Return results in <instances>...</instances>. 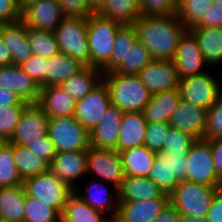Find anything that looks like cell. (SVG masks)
Returning a JSON list of instances; mask_svg holds the SVG:
<instances>
[{
  "mask_svg": "<svg viewBox=\"0 0 222 222\" xmlns=\"http://www.w3.org/2000/svg\"><path fill=\"white\" fill-rule=\"evenodd\" d=\"M53 33L60 53L89 66L87 17L64 18Z\"/></svg>",
  "mask_w": 222,
  "mask_h": 222,
  "instance_id": "obj_5",
  "label": "cell"
},
{
  "mask_svg": "<svg viewBox=\"0 0 222 222\" xmlns=\"http://www.w3.org/2000/svg\"><path fill=\"white\" fill-rule=\"evenodd\" d=\"M152 60L153 58L149 50L136 40V42L128 48L126 58L113 72L124 75H138Z\"/></svg>",
  "mask_w": 222,
  "mask_h": 222,
  "instance_id": "obj_36",
  "label": "cell"
},
{
  "mask_svg": "<svg viewBox=\"0 0 222 222\" xmlns=\"http://www.w3.org/2000/svg\"><path fill=\"white\" fill-rule=\"evenodd\" d=\"M103 0H84L86 6L95 13L101 6Z\"/></svg>",
  "mask_w": 222,
  "mask_h": 222,
  "instance_id": "obj_59",
  "label": "cell"
},
{
  "mask_svg": "<svg viewBox=\"0 0 222 222\" xmlns=\"http://www.w3.org/2000/svg\"><path fill=\"white\" fill-rule=\"evenodd\" d=\"M110 105L109 90L102 81L83 99L76 101L73 116L90 133L99 123Z\"/></svg>",
  "mask_w": 222,
  "mask_h": 222,
  "instance_id": "obj_11",
  "label": "cell"
},
{
  "mask_svg": "<svg viewBox=\"0 0 222 222\" xmlns=\"http://www.w3.org/2000/svg\"><path fill=\"white\" fill-rule=\"evenodd\" d=\"M99 178L119 189L125 178L119 152L110 149H98L89 146L87 149V175Z\"/></svg>",
  "mask_w": 222,
  "mask_h": 222,
  "instance_id": "obj_9",
  "label": "cell"
},
{
  "mask_svg": "<svg viewBox=\"0 0 222 222\" xmlns=\"http://www.w3.org/2000/svg\"><path fill=\"white\" fill-rule=\"evenodd\" d=\"M35 1H38V0H18V4L22 10L26 5L30 4L31 2H35Z\"/></svg>",
  "mask_w": 222,
  "mask_h": 222,
  "instance_id": "obj_60",
  "label": "cell"
},
{
  "mask_svg": "<svg viewBox=\"0 0 222 222\" xmlns=\"http://www.w3.org/2000/svg\"><path fill=\"white\" fill-rule=\"evenodd\" d=\"M23 185L12 154V143L4 142L0 147V187Z\"/></svg>",
  "mask_w": 222,
  "mask_h": 222,
  "instance_id": "obj_38",
  "label": "cell"
},
{
  "mask_svg": "<svg viewBox=\"0 0 222 222\" xmlns=\"http://www.w3.org/2000/svg\"><path fill=\"white\" fill-rule=\"evenodd\" d=\"M206 63L213 67L222 63V28L191 27Z\"/></svg>",
  "mask_w": 222,
  "mask_h": 222,
  "instance_id": "obj_28",
  "label": "cell"
},
{
  "mask_svg": "<svg viewBox=\"0 0 222 222\" xmlns=\"http://www.w3.org/2000/svg\"><path fill=\"white\" fill-rule=\"evenodd\" d=\"M141 15L170 16L177 11V0H138Z\"/></svg>",
  "mask_w": 222,
  "mask_h": 222,
  "instance_id": "obj_46",
  "label": "cell"
},
{
  "mask_svg": "<svg viewBox=\"0 0 222 222\" xmlns=\"http://www.w3.org/2000/svg\"><path fill=\"white\" fill-rule=\"evenodd\" d=\"M212 148L213 162L217 177L222 181V137L209 140Z\"/></svg>",
  "mask_w": 222,
  "mask_h": 222,
  "instance_id": "obj_54",
  "label": "cell"
},
{
  "mask_svg": "<svg viewBox=\"0 0 222 222\" xmlns=\"http://www.w3.org/2000/svg\"><path fill=\"white\" fill-rule=\"evenodd\" d=\"M187 180L210 187H221L222 181L215 172L211 143L196 140L187 153Z\"/></svg>",
  "mask_w": 222,
  "mask_h": 222,
  "instance_id": "obj_8",
  "label": "cell"
},
{
  "mask_svg": "<svg viewBox=\"0 0 222 222\" xmlns=\"http://www.w3.org/2000/svg\"><path fill=\"white\" fill-rule=\"evenodd\" d=\"M221 187H210L188 180L180 181L169 195V204L180 214L206 217L215 193Z\"/></svg>",
  "mask_w": 222,
  "mask_h": 222,
  "instance_id": "obj_4",
  "label": "cell"
},
{
  "mask_svg": "<svg viewBox=\"0 0 222 222\" xmlns=\"http://www.w3.org/2000/svg\"><path fill=\"white\" fill-rule=\"evenodd\" d=\"M172 61L179 79L204 73L206 71L203 68L209 66L198 46L197 39L189 29L181 36Z\"/></svg>",
  "mask_w": 222,
  "mask_h": 222,
  "instance_id": "obj_12",
  "label": "cell"
},
{
  "mask_svg": "<svg viewBox=\"0 0 222 222\" xmlns=\"http://www.w3.org/2000/svg\"><path fill=\"white\" fill-rule=\"evenodd\" d=\"M18 104H29L23 100L16 92L0 87V108Z\"/></svg>",
  "mask_w": 222,
  "mask_h": 222,
  "instance_id": "obj_55",
  "label": "cell"
},
{
  "mask_svg": "<svg viewBox=\"0 0 222 222\" xmlns=\"http://www.w3.org/2000/svg\"><path fill=\"white\" fill-rule=\"evenodd\" d=\"M170 125L168 122H148L145 132L144 145L155 153L162 151L164 140Z\"/></svg>",
  "mask_w": 222,
  "mask_h": 222,
  "instance_id": "obj_44",
  "label": "cell"
},
{
  "mask_svg": "<svg viewBox=\"0 0 222 222\" xmlns=\"http://www.w3.org/2000/svg\"><path fill=\"white\" fill-rule=\"evenodd\" d=\"M137 40L150 52L153 59L172 60L181 36L187 28L177 15H141L133 24Z\"/></svg>",
  "mask_w": 222,
  "mask_h": 222,
  "instance_id": "obj_1",
  "label": "cell"
},
{
  "mask_svg": "<svg viewBox=\"0 0 222 222\" xmlns=\"http://www.w3.org/2000/svg\"><path fill=\"white\" fill-rule=\"evenodd\" d=\"M206 218L209 222H222V189L215 193Z\"/></svg>",
  "mask_w": 222,
  "mask_h": 222,
  "instance_id": "obj_53",
  "label": "cell"
},
{
  "mask_svg": "<svg viewBox=\"0 0 222 222\" xmlns=\"http://www.w3.org/2000/svg\"><path fill=\"white\" fill-rule=\"evenodd\" d=\"M25 147L28 148L34 155L44 159L49 164L52 163L53 158L57 154L55 146L48 134L33 141Z\"/></svg>",
  "mask_w": 222,
  "mask_h": 222,
  "instance_id": "obj_48",
  "label": "cell"
},
{
  "mask_svg": "<svg viewBox=\"0 0 222 222\" xmlns=\"http://www.w3.org/2000/svg\"><path fill=\"white\" fill-rule=\"evenodd\" d=\"M47 58L32 54L20 67L40 86H46Z\"/></svg>",
  "mask_w": 222,
  "mask_h": 222,
  "instance_id": "obj_47",
  "label": "cell"
},
{
  "mask_svg": "<svg viewBox=\"0 0 222 222\" xmlns=\"http://www.w3.org/2000/svg\"><path fill=\"white\" fill-rule=\"evenodd\" d=\"M0 87L16 92L28 103H37L41 87L18 65L0 67Z\"/></svg>",
  "mask_w": 222,
  "mask_h": 222,
  "instance_id": "obj_21",
  "label": "cell"
},
{
  "mask_svg": "<svg viewBox=\"0 0 222 222\" xmlns=\"http://www.w3.org/2000/svg\"><path fill=\"white\" fill-rule=\"evenodd\" d=\"M123 24L97 13L87 17L89 66L101 69L110 59L115 35Z\"/></svg>",
  "mask_w": 222,
  "mask_h": 222,
  "instance_id": "obj_3",
  "label": "cell"
},
{
  "mask_svg": "<svg viewBox=\"0 0 222 222\" xmlns=\"http://www.w3.org/2000/svg\"><path fill=\"white\" fill-rule=\"evenodd\" d=\"M84 67L76 59L59 52L47 59L46 86L61 85L65 80L80 72Z\"/></svg>",
  "mask_w": 222,
  "mask_h": 222,
  "instance_id": "obj_32",
  "label": "cell"
},
{
  "mask_svg": "<svg viewBox=\"0 0 222 222\" xmlns=\"http://www.w3.org/2000/svg\"><path fill=\"white\" fill-rule=\"evenodd\" d=\"M4 141L0 139V147L3 145Z\"/></svg>",
  "mask_w": 222,
  "mask_h": 222,
  "instance_id": "obj_62",
  "label": "cell"
},
{
  "mask_svg": "<svg viewBox=\"0 0 222 222\" xmlns=\"http://www.w3.org/2000/svg\"><path fill=\"white\" fill-rule=\"evenodd\" d=\"M125 176L148 177L155 161L156 153L145 145L119 152Z\"/></svg>",
  "mask_w": 222,
  "mask_h": 222,
  "instance_id": "obj_29",
  "label": "cell"
},
{
  "mask_svg": "<svg viewBox=\"0 0 222 222\" xmlns=\"http://www.w3.org/2000/svg\"><path fill=\"white\" fill-rule=\"evenodd\" d=\"M118 192L119 202L152 198H169V196L164 194L148 177L125 176Z\"/></svg>",
  "mask_w": 222,
  "mask_h": 222,
  "instance_id": "obj_25",
  "label": "cell"
},
{
  "mask_svg": "<svg viewBox=\"0 0 222 222\" xmlns=\"http://www.w3.org/2000/svg\"><path fill=\"white\" fill-rule=\"evenodd\" d=\"M123 114L124 112L111 104L96 127L89 133L90 146L98 149L115 150Z\"/></svg>",
  "mask_w": 222,
  "mask_h": 222,
  "instance_id": "obj_20",
  "label": "cell"
},
{
  "mask_svg": "<svg viewBox=\"0 0 222 222\" xmlns=\"http://www.w3.org/2000/svg\"><path fill=\"white\" fill-rule=\"evenodd\" d=\"M222 137V93L214 105L207 110L204 139Z\"/></svg>",
  "mask_w": 222,
  "mask_h": 222,
  "instance_id": "obj_45",
  "label": "cell"
},
{
  "mask_svg": "<svg viewBox=\"0 0 222 222\" xmlns=\"http://www.w3.org/2000/svg\"><path fill=\"white\" fill-rule=\"evenodd\" d=\"M179 222H209L206 217H196L186 214H180Z\"/></svg>",
  "mask_w": 222,
  "mask_h": 222,
  "instance_id": "obj_58",
  "label": "cell"
},
{
  "mask_svg": "<svg viewBox=\"0 0 222 222\" xmlns=\"http://www.w3.org/2000/svg\"><path fill=\"white\" fill-rule=\"evenodd\" d=\"M180 213L170 204L151 222H179Z\"/></svg>",
  "mask_w": 222,
  "mask_h": 222,
  "instance_id": "obj_56",
  "label": "cell"
},
{
  "mask_svg": "<svg viewBox=\"0 0 222 222\" xmlns=\"http://www.w3.org/2000/svg\"><path fill=\"white\" fill-rule=\"evenodd\" d=\"M213 0H178L176 15L187 28L194 26L213 5Z\"/></svg>",
  "mask_w": 222,
  "mask_h": 222,
  "instance_id": "obj_39",
  "label": "cell"
},
{
  "mask_svg": "<svg viewBox=\"0 0 222 222\" xmlns=\"http://www.w3.org/2000/svg\"><path fill=\"white\" fill-rule=\"evenodd\" d=\"M95 13L123 25H133L141 16L138 0H103Z\"/></svg>",
  "mask_w": 222,
  "mask_h": 222,
  "instance_id": "obj_33",
  "label": "cell"
},
{
  "mask_svg": "<svg viewBox=\"0 0 222 222\" xmlns=\"http://www.w3.org/2000/svg\"><path fill=\"white\" fill-rule=\"evenodd\" d=\"M27 105L18 104L0 108V139L4 142H9L12 139L21 114Z\"/></svg>",
  "mask_w": 222,
  "mask_h": 222,
  "instance_id": "obj_42",
  "label": "cell"
},
{
  "mask_svg": "<svg viewBox=\"0 0 222 222\" xmlns=\"http://www.w3.org/2000/svg\"><path fill=\"white\" fill-rule=\"evenodd\" d=\"M148 178L152 180L164 194L170 195L178 185L177 179L172 176L168 167V152L160 151L156 153L155 161Z\"/></svg>",
  "mask_w": 222,
  "mask_h": 222,
  "instance_id": "obj_37",
  "label": "cell"
},
{
  "mask_svg": "<svg viewBox=\"0 0 222 222\" xmlns=\"http://www.w3.org/2000/svg\"><path fill=\"white\" fill-rule=\"evenodd\" d=\"M187 154H173L168 153V167L169 171L178 182L187 180Z\"/></svg>",
  "mask_w": 222,
  "mask_h": 222,
  "instance_id": "obj_50",
  "label": "cell"
},
{
  "mask_svg": "<svg viewBox=\"0 0 222 222\" xmlns=\"http://www.w3.org/2000/svg\"><path fill=\"white\" fill-rule=\"evenodd\" d=\"M28 41L32 54L49 59L59 53L57 39L53 32L28 28Z\"/></svg>",
  "mask_w": 222,
  "mask_h": 222,
  "instance_id": "obj_40",
  "label": "cell"
},
{
  "mask_svg": "<svg viewBox=\"0 0 222 222\" xmlns=\"http://www.w3.org/2000/svg\"><path fill=\"white\" fill-rule=\"evenodd\" d=\"M21 19L18 0H0V24L12 23Z\"/></svg>",
  "mask_w": 222,
  "mask_h": 222,
  "instance_id": "obj_51",
  "label": "cell"
},
{
  "mask_svg": "<svg viewBox=\"0 0 222 222\" xmlns=\"http://www.w3.org/2000/svg\"><path fill=\"white\" fill-rule=\"evenodd\" d=\"M181 100L179 88L153 94L143 110L147 122H168Z\"/></svg>",
  "mask_w": 222,
  "mask_h": 222,
  "instance_id": "obj_26",
  "label": "cell"
},
{
  "mask_svg": "<svg viewBox=\"0 0 222 222\" xmlns=\"http://www.w3.org/2000/svg\"><path fill=\"white\" fill-rule=\"evenodd\" d=\"M48 117L37 103H29L23 110L12 139V144L27 146L47 134Z\"/></svg>",
  "mask_w": 222,
  "mask_h": 222,
  "instance_id": "obj_15",
  "label": "cell"
},
{
  "mask_svg": "<svg viewBox=\"0 0 222 222\" xmlns=\"http://www.w3.org/2000/svg\"><path fill=\"white\" fill-rule=\"evenodd\" d=\"M25 201L23 185L0 187V222H23Z\"/></svg>",
  "mask_w": 222,
  "mask_h": 222,
  "instance_id": "obj_27",
  "label": "cell"
},
{
  "mask_svg": "<svg viewBox=\"0 0 222 222\" xmlns=\"http://www.w3.org/2000/svg\"><path fill=\"white\" fill-rule=\"evenodd\" d=\"M47 134L58 152L87 151L90 134L74 116L48 118Z\"/></svg>",
  "mask_w": 222,
  "mask_h": 222,
  "instance_id": "obj_6",
  "label": "cell"
},
{
  "mask_svg": "<svg viewBox=\"0 0 222 222\" xmlns=\"http://www.w3.org/2000/svg\"><path fill=\"white\" fill-rule=\"evenodd\" d=\"M61 222H113L102 211L93 209L72 192L66 200Z\"/></svg>",
  "mask_w": 222,
  "mask_h": 222,
  "instance_id": "obj_31",
  "label": "cell"
},
{
  "mask_svg": "<svg viewBox=\"0 0 222 222\" xmlns=\"http://www.w3.org/2000/svg\"><path fill=\"white\" fill-rule=\"evenodd\" d=\"M12 64V56L9 48L6 46L2 35L0 34V67Z\"/></svg>",
  "mask_w": 222,
  "mask_h": 222,
  "instance_id": "obj_57",
  "label": "cell"
},
{
  "mask_svg": "<svg viewBox=\"0 0 222 222\" xmlns=\"http://www.w3.org/2000/svg\"><path fill=\"white\" fill-rule=\"evenodd\" d=\"M216 79L209 71L180 79L178 88L181 99L208 110L222 93L220 81Z\"/></svg>",
  "mask_w": 222,
  "mask_h": 222,
  "instance_id": "obj_10",
  "label": "cell"
},
{
  "mask_svg": "<svg viewBox=\"0 0 222 222\" xmlns=\"http://www.w3.org/2000/svg\"><path fill=\"white\" fill-rule=\"evenodd\" d=\"M103 74L100 69L85 66L80 72L65 80L60 86L77 101L102 82Z\"/></svg>",
  "mask_w": 222,
  "mask_h": 222,
  "instance_id": "obj_30",
  "label": "cell"
},
{
  "mask_svg": "<svg viewBox=\"0 0 222 222\" xmlns=\"http://www.w3.org/2000/svg\"><path fill=\"white\" fill-rule=\"evenodd\" d=\"M196 140L180 130L170 127L164 140L162 151L177 155L187 154Z\"/></svg>",
  "mask_w": 222,
  "mask_h": 222,
  "instance_id": "obj_43",
  "label": "cell"
},
{
  "mask_svg": "<svg viewBox=\"0 0 222 222\" xmlns=\"http://www.w3.org/2000/svg\"><path fill=\"white\" fill-rule=\"evenodd\" d=\"M102 81L109 90L111 104L122 112H143L152 94L138 75L114 72L103 74Z\"/></svg>",
  "mask_w": 222,
  "mask_h": 222,
  "instance_id": "obj_2",
  "label": "cell"
},
{
  "mask_svg": "<svg viewBox=\"0 0 222 222\" xmlns=\"http://www.w3.org/2000/svg\"><path fill=\"white\" fill-rule=\"evenodd\" d=\"M50 172L71 191L78 189L79 178L82 179L87 174V151L58 152L50 164Z\"/></svg>",
  "mask_w": 222,
  "mask_h": 222,
  "instance_id": "obj_16",
  "label": "cell"
},
{
  "mask_svg": "<svg viewBox=\"0 0 222 222\" xmlns=\"http://www.w3.org/2000/svg\"><path fill=\"white\" fill-rule=\"evenodd\" d=\"M103 182L91 177L90 182H87L84 187V193L78 192L79 188L73 192L93 209L102 211L104 214L108 213V217L113 221L118 212L119 192L117 188L108 190L106 183L103 184Z\"/></svg>",
  "mask_w": 222,
  "mask_h": 222,
  "instance_id": "obj_18",
  "label": "cell"
},
{
  "mask_svg": "<svg viewBox=\"0 0 222 222\" xmlns=\"http://www.w3.org/2000/svg\"><path fill=\"white\" fill-rule=\"evenodd\" d=\"M192 27H214L222 28V7L213 4L202 15V18Z\"/></svg>",
  "mask_w": 222,
  "mask_h": 222,
  "instance_id": "obj_52",
  "label": "cell"
},
{
  "mask_svg": "<svg viewBox=\"0 0 222 222\" xmlns=\"http://www.w3.org/2000/svg\"><path fill=\"white\" fill-rule=\"evenodd\" d=\"M63 19L57 0H38L21 10V20L33 30L54 32Z\"/></svg>",
  "mask_w": 222,
  "mask_h": 222,
  "instance_id": "obj_13",
  "label": "cell"
},
{
  "mask_svg": "<svg viewBox=\"0 0 222 222\" xmlns=\"http://www.w3.org/2000/svg\"><path fill=\"white\" fill-rule=\"evenodd\" d=\"M23 222H61V214L41 200L26 195Z\"/></svg>",
  "mask_w": 222,
  "mask_h": 222,
  "instance_id": "obj_41",
  "label": "cell"
},
{
  "mask_svg": "<svg viewBox=\"0 0 222 222\" xmlns=\"http://www.w3.org/2000/svg\"><path fill=\"white\" fill-rule=\"evenodd\" d=\"M147 123L141 112H124L115 150L120 152L144 145Z\"/></svg>",
  "mask_w": 222,
  "mask_h": 222,
  "instance_id": "obj_24",
  "label": "cell"
},
{
  "mask_svg": "<svg viewBox=\"0 0 222 222\" xmlns=\"http://www.w3.org/2000/svg\"><path fill=\"white\" fill-rule=\"evenodd\" d=\"M0 34L12 56V64L21 66L32 56L28 41V27L20 19L16 22L0 24Z\"/></svg>",
  "mask_w": 222,
  "mask_h": 222,
  "instance_id": "obj_22",
  "label": "cell"
},
{
  "mask_svg": "<svg viewBox=\"0 0 222 222\" xmlns=\"http://www.w3.org/2000/svg\"><path fill=\"white\" fill-rule=\"evenodd\" d=\"M213 3L222 7V0H213Z\"/></svg>",
  "mask_w": 222,
  "mask_h": 222,
  "instance_id": "obj_61",
  "label": "cell"
},
{
  "mask_svg": "<svg viewBox=\"0 0 222 222\" xmlns=\"http://www.w3.org/2000/svg\"><path fill=\"white\" fill-rule=\"evenodd\" d=\"M26 195L41 200L62 214L67 197L73 192L50 171L23 180Z\"/></svg>",
  "mask_w": 222,
  "mask_h": 222,
  "instance_id": "obj_7",
  "label": "cell"
},
{
  "mask_svg": "<svg viewBox=\"0 0 222 222\" xmlns=\"http://www.w3.org/2000/svg\"><path fill=\"white\" fill-rule=\"evenodd\" d=\"M37 104L48 118L74 115L76 101L60 85L41 87Z\"/></svg>",
  "mask_w": 222,
  "mask_h": 222,
  "instance_id": "obj_23",
  "label": "cell"
},
{
  "mask_svg": "<svg viewBox=\"0 0 222 222\" xmlns=\"http://www.w3.org/2000/svg\"><path fill=\"white\" fill-rule=\"evenodd\" d=\"M64 18L88 17L93 13L84 0H57Z\"/></svg>",
  "mask_w": 222,
  "mask_h": 222,
  "instance_id": "obj_49",
  "label": "cell"
},
{
  "mask_svg": "<svg viewBox=\"0 0 222 222\" xmlns=\"http://www.w3.org/2000/svg\"><path fill=\"white\" fill-rule=\"evenodd\" d=\"M137 40L133 25H122L115 35L114 45L109 61L100 69L102 74L113 72L126 58L128 48Z\"/></svg>",
  "mask_w": 222,
  "mask_h": 222,
  "instance_id": "obj_34",
  "label": "cell"
},
{
  "mask_svg": "<svg viewBox=\"0 0 222 222\" xmlns=\"http://www.w3.org/2000/svg\"><path fill=\"white\" fill-rule=\"evenodd\" d=\"M12 154L15 165L23 180L50 171V164L44 159L34 155L25 146L12 144Z\"/></svg>",
  "mask_w": 222,
  "mask_h": 222,
  "instance_id": "obj_35",
  "label": "cell"
},
{
  "mask_svg": "<svg viewBox=\"0 0 222 222\" xmlns=\"http://www.w3.org/2000/svg\"><path fill=\"white\" fill-rule=\"evenodd\" d=\"M169 205V198L119 202L113 222H151Z\"/></svg>",
  "mask_w": 222,
  "mask_h": 222,
  "instance_id": "obj_19",
  "label": "cell"
},
{
  "mask_svg": "<svg viewBox=\"0 0 222 222\" xmlns=\"http://www.w3.org/2000/svg\"><path fill=\"white\" fill-rule=\"evenodd\" d=\"M207 110L196 107L185 100H180L172 112L168 123L170 127L188 134L195 140L204 139Z\"/></svg>",
  "mask_w": 222,
  "mask_h": 222,
  "instance_id": "obj_17",
  "label": "cell"
},
{
  "mask_svg": "<svg viewBox=\"0 0 222 222\" xmlns=\"http://www.w3.org/2000/svg\"><path fill=\"white\" fill-rule=\"evenodd\" d=\"M138 76L152 95L177 89L180 84V79L172 60L153 59L138 73Z\"/></svg>",
  "mask_w": 222,
  "mask_h": 222,
  "instance_id": "obj_14",
  "label": "cell"
}]
</instances>
